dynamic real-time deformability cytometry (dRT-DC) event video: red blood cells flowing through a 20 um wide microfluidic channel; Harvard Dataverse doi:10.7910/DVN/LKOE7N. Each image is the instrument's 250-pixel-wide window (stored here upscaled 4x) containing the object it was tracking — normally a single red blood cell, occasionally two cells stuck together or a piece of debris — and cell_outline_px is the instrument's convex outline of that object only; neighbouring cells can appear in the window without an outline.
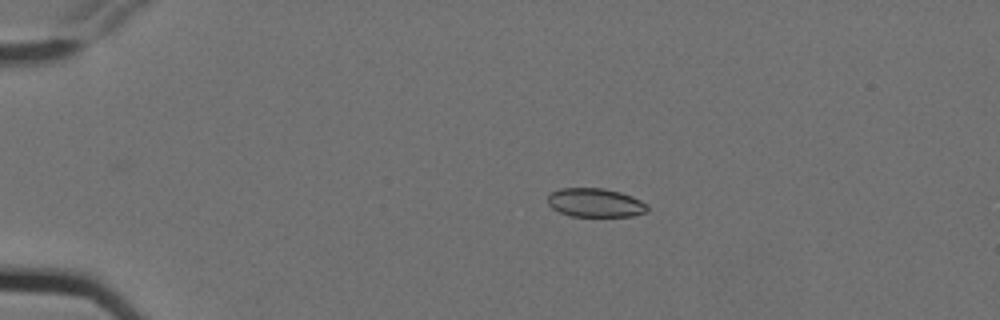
{"species": "Egyptian fruit bat (a non-hibernating species)", "species_latin": "Rousettus aegyptiacus", "temperature_condition": "cold", "stored_images_in_passage": 5, "camera_frame_rate_fps": 3000, "um_per_image_px": 0.085, "animal": {"sex": "female"}, "frame": {"image": 1, "passage_image": 3, "time_ms": 0.667, "image_size_px": [1000, 320], "cell_outline_px": [[648, 208], [644, 212], [632, 216], [572, 216], [560, 212], [552, 208], [548, 204], [548, 196], [552, 192], [560, 188], [604, 188], [620, 192], [632, 196], [648, 204]], "centroid_in_image_um": [50.6, 17.22], "position_along_channel_um": 34.4, "area_um2": 16.65}}